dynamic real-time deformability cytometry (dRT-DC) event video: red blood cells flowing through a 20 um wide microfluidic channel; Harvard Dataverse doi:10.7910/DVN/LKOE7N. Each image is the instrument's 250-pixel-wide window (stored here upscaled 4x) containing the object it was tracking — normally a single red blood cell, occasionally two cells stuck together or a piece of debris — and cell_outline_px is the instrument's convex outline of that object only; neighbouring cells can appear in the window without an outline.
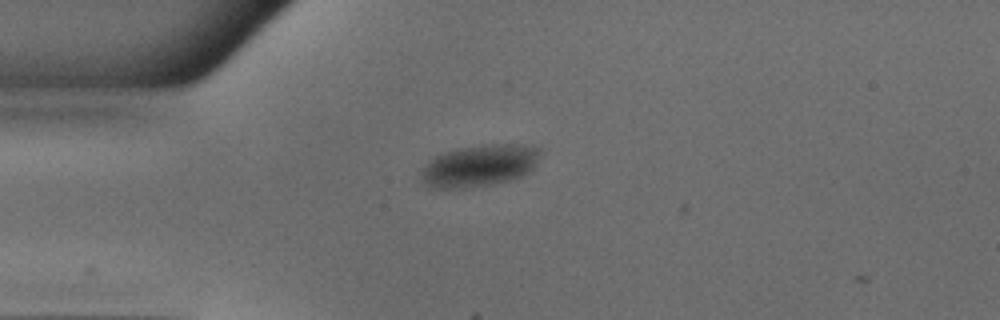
{"species": "common noctule bat (a hibernating species)", "species_latin": "Nyctalus noctula", "temperature_condition": "warm", "stored_images_in_passage": 3, "camera_frame_rate_fps": 3000, "um_per_image_px": 0.085, "animal": {"sex": "male", "body_mass_g": 18.8}, "frame": {"image": 1, "passage_image": 1, "time_ms": 0.0, "image_size_px": [1000, 320], "cell_outline_px": [[540, 152], [532, 168], [524, 176], [508, 180], [488, 184], [464, 188], [428, 188], [420, 180], [420, 172], [424, 164], [432, 156], [444, 152], [460, 148], [480, 144], [524, 144], [540, 148]], "centroid_in_image_um": [40.67, 14.07], "position_along_channel_um": 44.3, "area_um2": 29.3}}